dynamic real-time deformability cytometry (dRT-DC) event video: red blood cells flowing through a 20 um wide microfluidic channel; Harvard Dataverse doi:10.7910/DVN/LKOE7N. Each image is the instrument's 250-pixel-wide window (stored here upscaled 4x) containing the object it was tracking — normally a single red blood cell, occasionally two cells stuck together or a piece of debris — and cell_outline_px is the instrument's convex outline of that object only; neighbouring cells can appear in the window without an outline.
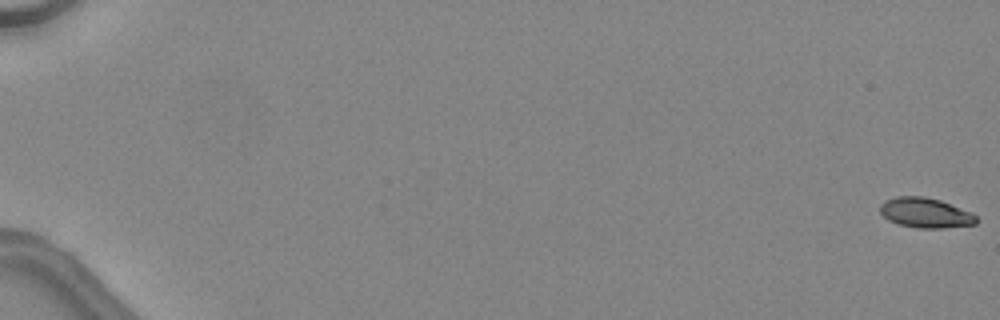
{"species": "common noctule bat (a hibernating species)", "species_latin": "Nyctalus noctula", "temperature_condition": "warm", "stored_images_in_passage": 49, "camera_frame_rate_fps": 3000, "um_per_image_px": 0.085, "animal": {"sex": "female", "body_mass_g": 24.6, "forearm_length_mm": 56.2}, "frame": {"image": 1, "passage_image": 1, "time_ms": 0.0, "image_size_px": [1000, 320], "cell_outline_px": [[976, 224], [940, 228], [916, 228], [900, 224], [888, 220], [880, 212], [880, 204], [884, 200], [896, 196], [924, 196], [940, 200], [968, 212], [976, 216]], "centroid_in_image_um": [78.6, 18.08], "position_along_channel_um": 6.4, "area_um2": 16.59}}
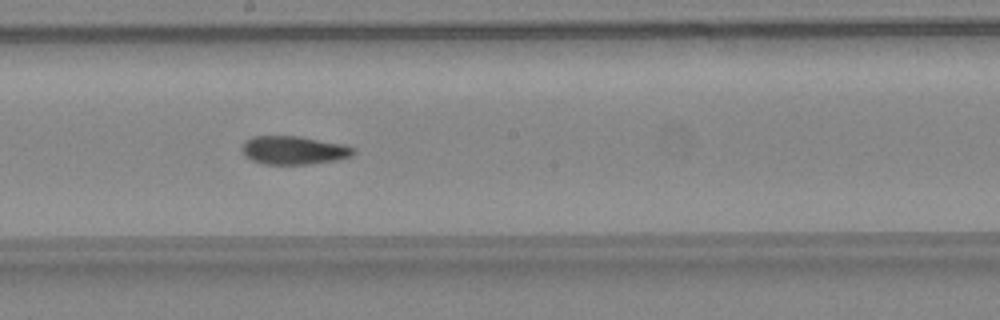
{"frame": {"image": 2, "passage_image": 30, "time_ms": 9.667, "image_size_px": [1000, 320], "cell_outline_px": [[356, 152], [352, 156], [336, 160], [308, 164], [264, 164], [252, 160], [244, 156], [240, 148], [244, 140], [252, 136], [300, 136], [344, 144], [356, 148]], "centroid_in_image_um": [24.96, 12.76], "position_along_channel_um": 223.2, "area_um2": 18.73}}
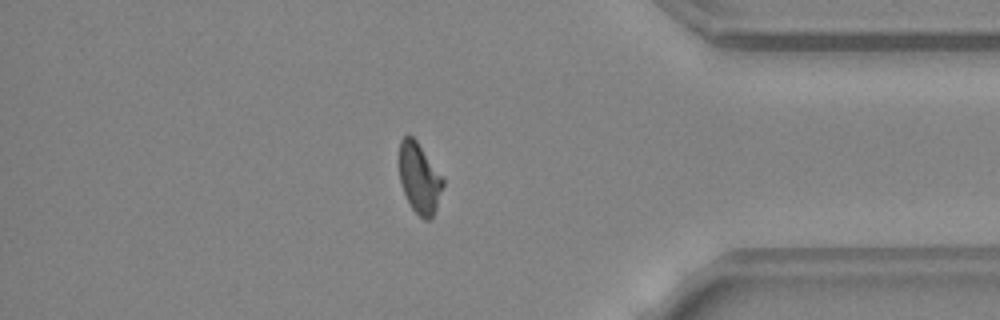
{"frame": {"image": 3, "passage_image": 43, "time_ms": 14.0, "image_size_px": [1000, 320], "cell_outline_px": [[444, 184], [432, 220], [424, 220], [412, 208], [400, 184], [400, 140], [408, 132], [416, 140], [444, 180]], "centroid_in_image_um": [35.64, 15.15], "position_along_channel_um": 399.6, "area_um2": 17.69}, "authors_computed_cell_mechanics": {"area_um2": 18.207, "velocity_mm_per_s": 4.5499, "shape_relaxation_time_tau1_ms": 9.1815, "shape_relaxation_time_tau2_ms": 2.4523, "deformation_change_tau1": 0.2644, "deformation_change_tau2": 0.0923}}